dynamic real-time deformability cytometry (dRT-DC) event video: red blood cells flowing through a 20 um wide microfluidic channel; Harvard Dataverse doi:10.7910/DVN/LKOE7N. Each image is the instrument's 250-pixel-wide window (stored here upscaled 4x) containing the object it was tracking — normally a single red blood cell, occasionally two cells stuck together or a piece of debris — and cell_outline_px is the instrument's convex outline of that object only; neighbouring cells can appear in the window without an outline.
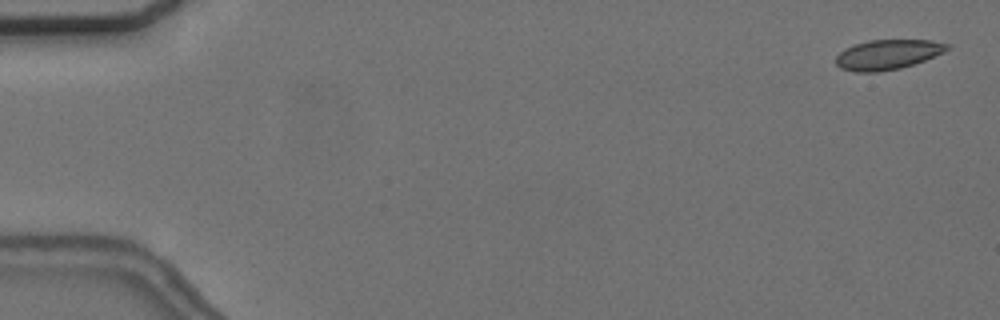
{"species": "common noctule bat (a hibernating species)", "species_latin": "Nyctalus noctula", "temperature_condition": "cold", "stored_images_in_passage": 9, "camera_frame_rate_fps": 3000, "um_per_image_px": 0.085, "animal": {"sex": "female", "body_mass_g": 24.6, "forearm_length_mm": 56.2}, "frame": {"image": 1, "passage_image": 1, "time_ms": 0.0, "image_size_px": [1000, 320], "cell_outline_px": [[952, 48], [944, 52], [924, 60], [900, 68], [876, 72], [856, 72], [840, 68], [836, 64], [836, 56], [844, 48], [868, 40], [932, 40], [948, 44]], "centroid_in_image_um": [75.45, 4.63], "position_along_channel_um": 9.6, "area_um2": 19.31}}
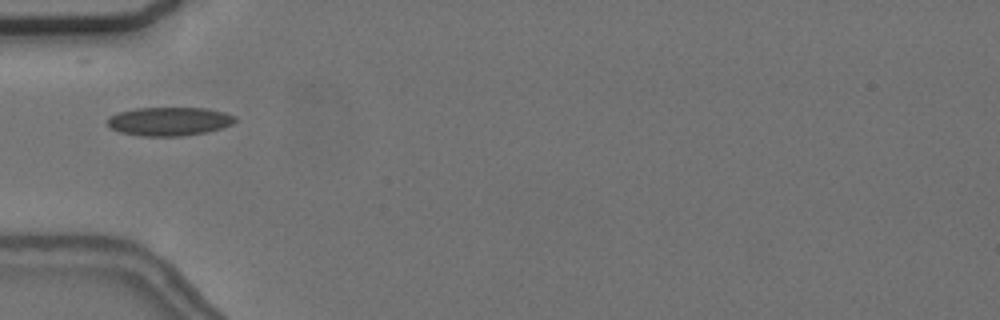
{"frame": {"image": 2, "passage_image": 6, "time_ms": 5.667, "image_size_px": [1000, 320], "cell_outline_px": [[236, 120], [232, 124], [220, 128], [204, 132], [180, 136], [140, 136], [120, 132], [112, 128], [108, 124], [108, 116], [116, 112], [136, 108], [208, 108], [224, 112], [236, 116]], "centroid_in_image_um": [14.36, 10.3], "position_along_channel_um": 70.6, "area_um2": 21.27}}